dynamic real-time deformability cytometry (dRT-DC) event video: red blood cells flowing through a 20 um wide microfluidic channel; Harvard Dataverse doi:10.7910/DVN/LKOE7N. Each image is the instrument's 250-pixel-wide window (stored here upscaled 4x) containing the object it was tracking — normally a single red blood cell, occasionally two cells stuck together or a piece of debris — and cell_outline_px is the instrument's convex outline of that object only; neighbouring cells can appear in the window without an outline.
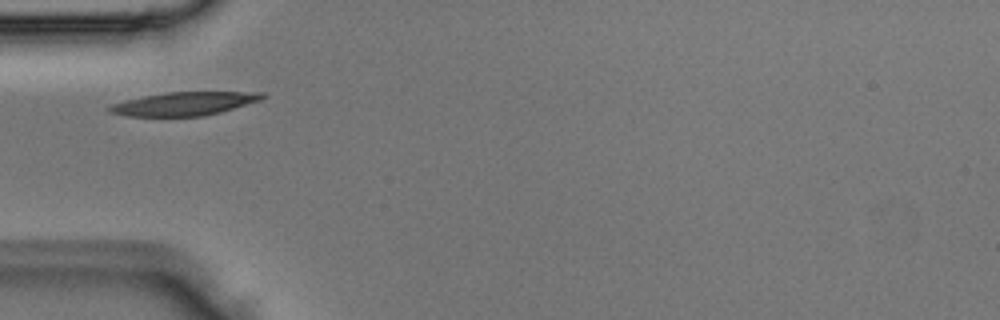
{"species": "Egyptian fruit bat (a non-hibernating species)", "species_latin": "Rousettus aegyptiacus", "temperature_condition": "room temperature", "stored_images_in_passage": 2, "camera_frame_rate_fps": 3000, "um_per_image_px": 0.085, "animal": {"sex": "male"}, "frame": {"image": 1, "passage_image": 1, "time_ms": 0.0, "image_size_px": [1000, 320], "cell_outline_px": [[268, 96], [260, 100], [220, 112], [204, 116], [128, 116], [108, 112], [108, 108], [112, 104], [144, 96], [164, 92], [264, 92]], "centroid_in_image_um": [15.68, 8.81], "position_along_channel_um": 69.3, "area_um2": 20.69}}